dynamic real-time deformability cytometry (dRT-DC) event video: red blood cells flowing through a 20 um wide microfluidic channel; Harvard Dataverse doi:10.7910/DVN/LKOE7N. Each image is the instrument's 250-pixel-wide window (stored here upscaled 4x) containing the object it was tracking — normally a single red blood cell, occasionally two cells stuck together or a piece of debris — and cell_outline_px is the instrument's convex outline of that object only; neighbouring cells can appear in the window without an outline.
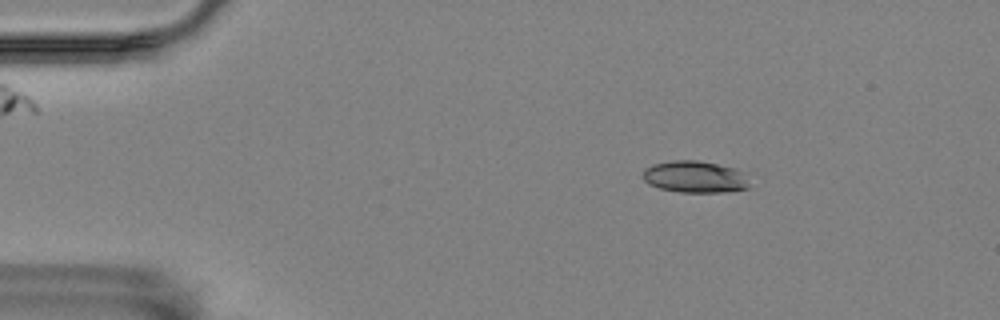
{"species": "Egyptian fruit bat (a non-hibernating species)", "species_latin": "Rousettus aegyptiacus", "temperature_condition": "room temperature", "stored_images_in_passage": 31, "camera_frame_rate_fps": 3000, "um_per_image_px": 0.085, "animal": {"sex": "female"}, "frame": {"image": 1, "passage_image": 9, "time_ms": 2.667, "image_size_px": [1000, 320], "cell_outline_px": [[748, 188], [724, 192], [680, 192], [660, 188], [648, 184], [644, 180], [644, 168], [652, 164], [672, 160], [696, 160], [736, 168], [740, 172], [748, 184]], "centroid_in_image_um": [59.0, 15.03], "position_along_channel_um": 26.0, "area_um2": 19.48}}
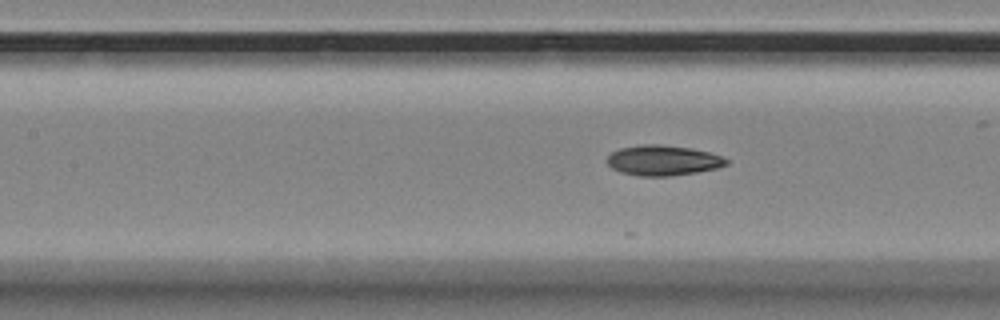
{"frame": {"image": 2, "passage_image": 25, "time_ms": 8.0, "image_size_px": [1000, 320], "cell_outline_px": [[728, 164], [716, 168], [696, 172], [668, 176], [636, 176], [620, 172], [612, 168], [608, 164], [608, 156], [612, 152], [620, 148], [640, 144], [660, 144], [692, 148], [708, 152], [720, 156], [728, 160]], "centroid_in_image_um": [56.33, 13.63], "position_along_channel_um": 151.1, "area_um2": 20.98}}
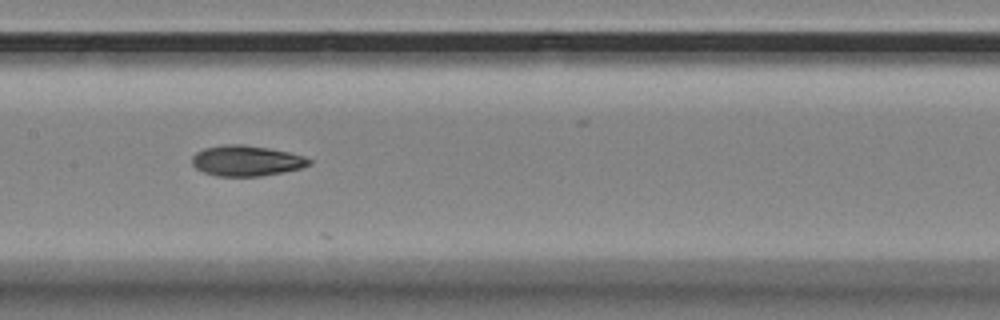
{"frame": {"image": 3, "passage_image": 28, "time_ms": 9.0, "image_size_px": [1000, 320], "cell_outline_px": [[312, 164], [304, 168], [284, 172], [260, 176], [216, 176], [204, 172], [196, 168], [192, 164], [192, 156], [196, 152], [204, 148], [224, 144], [240, 144], [268, 148], [288, 152], [304, 156], [312, 160]], "centroid_in_image_um": [20.97, 13.67], "position_along_channel_um": 186.4, "area_um2": 20.98}}